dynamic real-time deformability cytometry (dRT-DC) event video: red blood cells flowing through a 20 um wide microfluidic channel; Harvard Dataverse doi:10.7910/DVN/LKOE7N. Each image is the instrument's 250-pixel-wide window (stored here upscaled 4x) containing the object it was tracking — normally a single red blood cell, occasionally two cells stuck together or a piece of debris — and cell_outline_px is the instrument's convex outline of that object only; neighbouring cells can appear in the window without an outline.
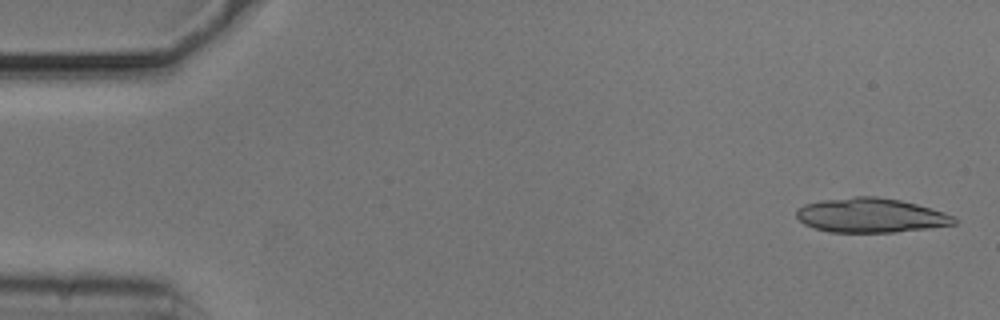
{"species": "common noctule bat (a hibernating species)", "species_latin": "Nyctalus noctula", "temperature_condition": "cold", "stored_images_in_passage": 4, "camera_frame_rate_fps": 3000, "um_per_image_px": 0.085, "animal": {"sex": "male", "body_mass_g": 20.5, "forearm_length_mm": 52.5}, "frame": {"image": 1, "passage_image": 2, "time_ms": 0.333, "image_size_px": [1000, 320], "cell_outline_px": [[956, 224], [928, 228], [896, 232], [832, 232], [812, 228], [804, 224], [796, 216], [796, 208], [804, 204], [820, 200], [856, 196], [876, 196], [900, 200], [916, 204], [944, 212], [956, 216]], "centroid_in_image_um": [73.99, 18.3], "position_along_channel_um": 11.0, "area_um2": 31.79}}